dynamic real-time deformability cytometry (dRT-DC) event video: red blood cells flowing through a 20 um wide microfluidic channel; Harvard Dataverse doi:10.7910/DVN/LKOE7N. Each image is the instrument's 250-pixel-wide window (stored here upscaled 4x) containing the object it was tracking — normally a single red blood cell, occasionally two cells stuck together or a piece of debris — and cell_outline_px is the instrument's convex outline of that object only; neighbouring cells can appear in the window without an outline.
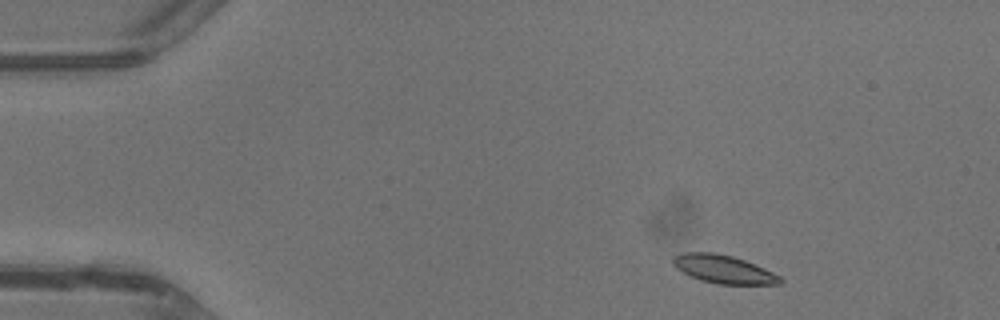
{"species": "common noctule bat (a hibernating species)", "species_latin": "Nyctalus noctula", "temperature_condition": "warm", "stored_images_in_passage": 3, "camera_frame_rate_fps": 3000, "um_per_image_px": 0.085, "animal": {"sex": "male", "body_mass_g": 13.3}, "frame": {"image": 1, "passage_image": 1, "time_ms": 0.0, "image_size_px": [1000, 320], "cell_outline_px": [[784, 280], [780, 284], [716, 284], [700, 280], [676, 268], [672, 264], [672, 256], [684, 252], [712, 252], [732, 256], [744, 260], [764, 268], [780, 276]], "centroid_in_image_um": [61.48, 22.88], "position_along_channel_um": 23.5, "area_um2": 17.57}}
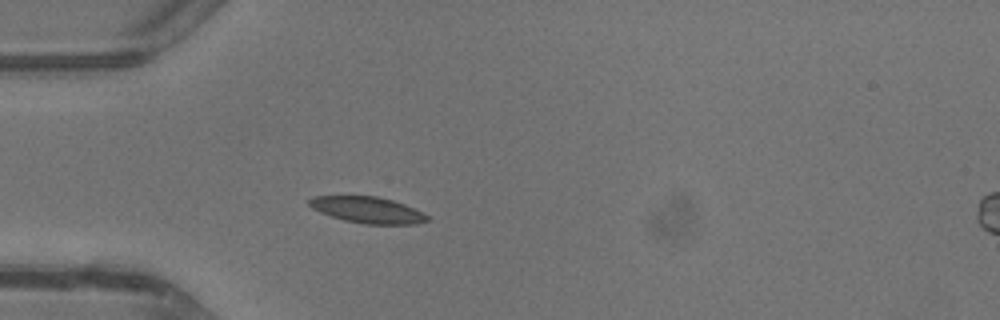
{"frame": {"image": 2, "passage_image": 3, "time_ms": 2.333, "image_size_px": [1000, 320], "cell_outline_px": [[432, 220], [416, 224], [364, 224], [344, 220], [320, 212], [312, 208], [308, 204], [308, 200], [312, 196], [376, 196], [392, 200], [404, 204], [424, 212]], "centroid_in_image_um": [31.27, 17.85], "position_along_channel_um": 53.7, "area_um2": 18.15}}